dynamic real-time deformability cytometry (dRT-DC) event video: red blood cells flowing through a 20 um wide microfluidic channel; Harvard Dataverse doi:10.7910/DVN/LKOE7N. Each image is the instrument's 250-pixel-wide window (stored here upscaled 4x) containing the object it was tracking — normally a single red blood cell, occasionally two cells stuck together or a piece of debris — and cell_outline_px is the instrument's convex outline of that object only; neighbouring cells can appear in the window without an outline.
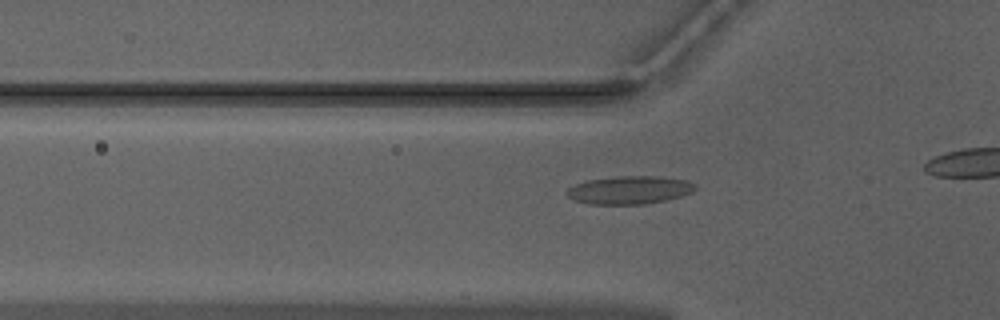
{"species": "Egyptian fruit bat (a non-hibernating species)", "species_latin": "Rousettus aegyptiacus", "temperature_condition": "warm", "stored_images_in_passage": 14, "camera_frame_rate_fps": 3000, "um_per_image_px": 0.085, "animal": {"sex": "male"}, "frame": {"image": 1, "passage_image": 8, "time_ms": 2.333, "image_size_px": [1000, 320], "cell_outline_px": [[696, 188], [692, 192], [680, 196], [664, 200], [644, 204], [592, 204], [576, 200], [568, 196], [564, 192], [568, 188], [576, 184], [588, 180], [620, 176], [656, 176], [688, 180], [696, 184]], "centroid_in_image_um": [53.52, 16.14], "position_along_channel_um": 72.3, "area_um2": 20.81}}
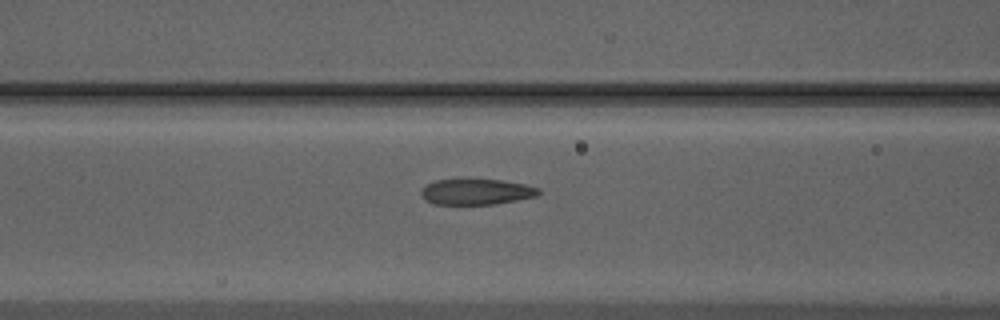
{"frame": {"image": 2, "passage_image": 12, "time_ms": 3.667, "image_size_px": [1000, 320], "cell_outline_px": [[540, 192], [536, 196], [496, 204], [436, 204], [424, 200], [420, 192], [428, 184], [436, 180], [500, 180], [524, 184], [540, 188]], "centroid_in_image_um": [40.5, 16.31], "position_along_channel_um": 126.1, "area_um2": 17.34}}